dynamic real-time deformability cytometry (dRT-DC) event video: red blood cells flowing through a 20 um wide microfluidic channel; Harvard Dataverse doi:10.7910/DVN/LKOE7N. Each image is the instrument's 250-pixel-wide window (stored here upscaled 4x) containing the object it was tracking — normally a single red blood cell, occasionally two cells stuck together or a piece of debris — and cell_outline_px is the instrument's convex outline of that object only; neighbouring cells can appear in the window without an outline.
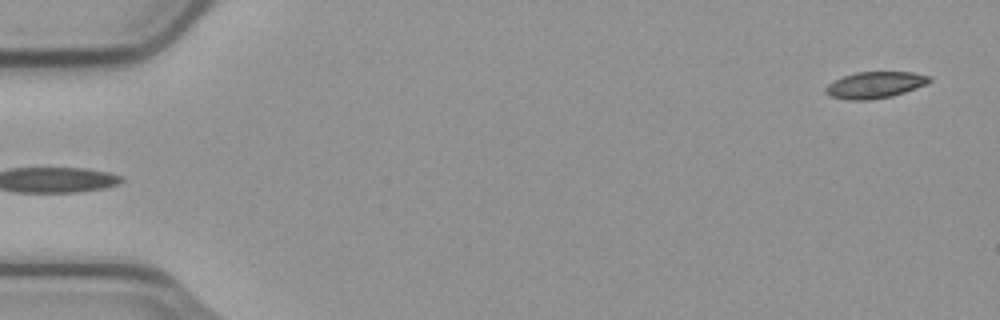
{"species": "common noctule bat (a hibernating species)", "species_latin": "Nyctalus noctula", "temperature_condition": "cold", "stored_images_in_passage": 54, "camera_frame_rate_fps": 3000, "um_per_image_px": 0.085, "animal": {"sex": "male", "body_mass_g": 23.1, "forearm_length_mm": 52.7}, "frame": {"image": 1, "passage_image": 1, "time_ms": 0.0, "image_size_px": [1000, 320], "cell_outline_px": [[932, 80], [928, 84], [892, 96], [868, 100], [848, 100], [832, 96], [824, 92], [824, 88], [832, 80], [856, 72], [912, 72], [932, 76]], "centroid_in_image_um": [74.38, 7.21], "position_along_channel_um": 10.6, "area_um2": 16.13}}
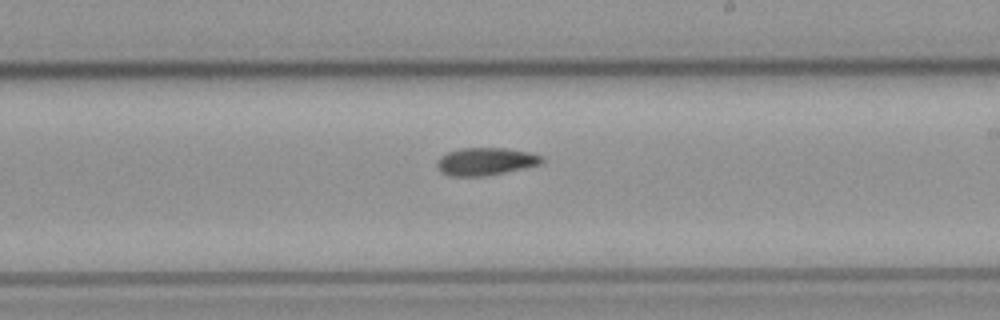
{"frame": {"image": 2, "passage_image": 31, "time_ms": 10.0, "image_size_px": [1000, 320], "cell_outline_px": [[544, 160], [540, 164], [488, 176], [448, 176], [440, 172], [436, 164], [436, 160], [440, 156], [448, 152], [460, 148], [504, 148], [528, 152], [544, 156]], "centroid_in_image_um": [41.24, 13.73], "position_along_channel_um": 247.8, "area_um2": 16.99}}
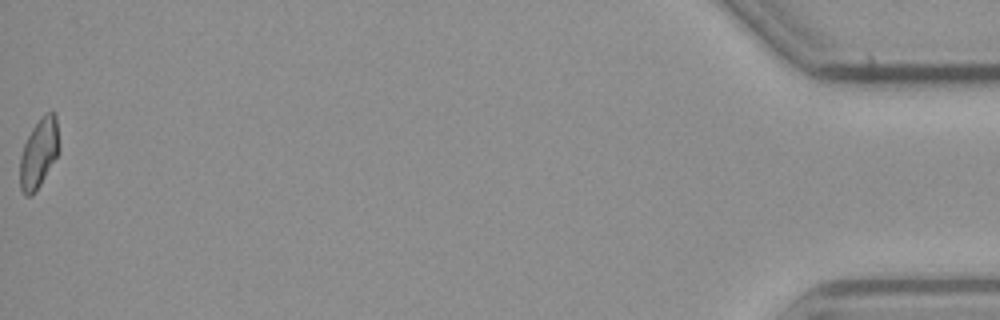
{"frame": {"image": 3, "passage_image": 54, "time_ms": 17.667, "image_size_px": [1000, 320], "cell_outline_px": [[60, 152], [40, 184], [32, 196], [24, 196], [20, 188], [20, 156], [24, 144], [32, 128], [40, 116], [44, 112], [56, 112], [60, 148]], "centroid_in_image_um": [3.32, 12.99], "position_along_channel_um": 431.9, "area_um2": 16.13}}